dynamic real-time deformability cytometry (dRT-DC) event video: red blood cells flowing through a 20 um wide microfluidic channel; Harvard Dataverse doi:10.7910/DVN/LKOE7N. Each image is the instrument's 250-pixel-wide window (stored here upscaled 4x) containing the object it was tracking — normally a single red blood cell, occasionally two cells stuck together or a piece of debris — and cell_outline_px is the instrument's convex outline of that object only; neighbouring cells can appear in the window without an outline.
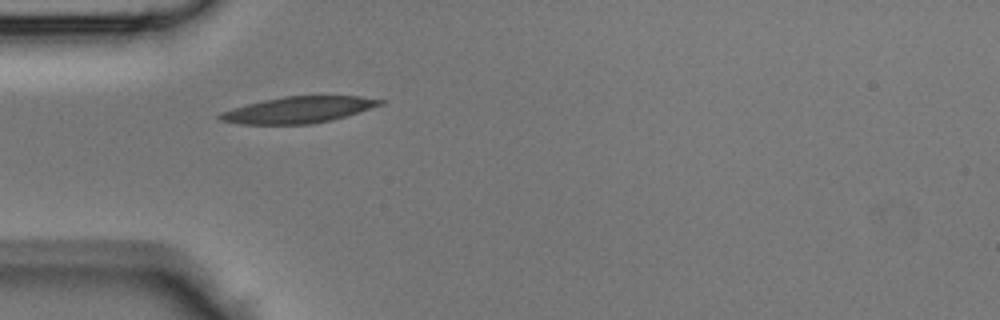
{"species": "Egyptian fruit bat (a non-hibernating species)", "species_latin": "Rousettus aegyptiacus", "temperature_condition": "room temperature", "stored_images_in_passage": 28, "camera_frame_rate_fps": 3000, "um_per_image_px": 0.085, "animal": {"sex": "male"}, "frame": {"image": 1, "passage_image": 1, "time_ms": 0.0, "image_size_px": [1000, 320], "cell_outline_px": [[384, 104], [344, 116], [312, 124], [240, 124], [220, 120], [216, 116], [220, 112], [248, 104], [264, 100], [284, 96], [360, 96], [384, 100]], "centroid_in_image_um": [25.34, 9.33], "position_along_channel_um": 59.7, "area_um2": 24.28}}
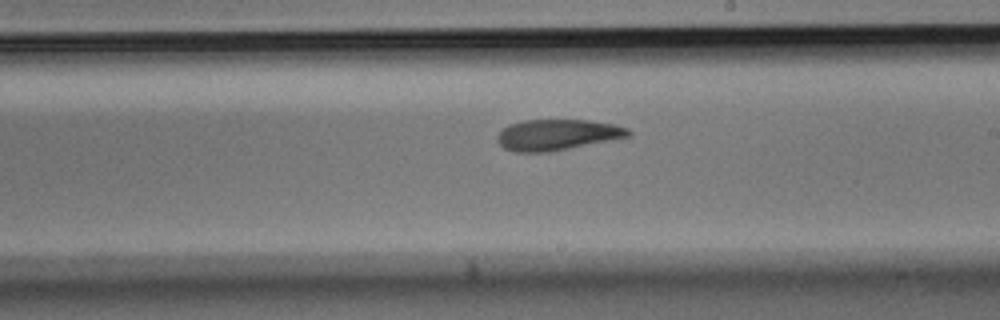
{"frame": {"image": 2, "passage_image": 13, "time_ms": 4.0, "image_size_px": [1000, 320], "cell_outline_px": [[632, 136], [548, 152], [516, 152], [504, 148], [496, 140], [496, 136], [508, 124], [524, 120], [588, 120], [616, 124], [628, 128], [632, 132]], "centroid_in_image_um": [47.38, 11.45], "position_along_channel_um": 241.6, "area_um2": 23.64}}
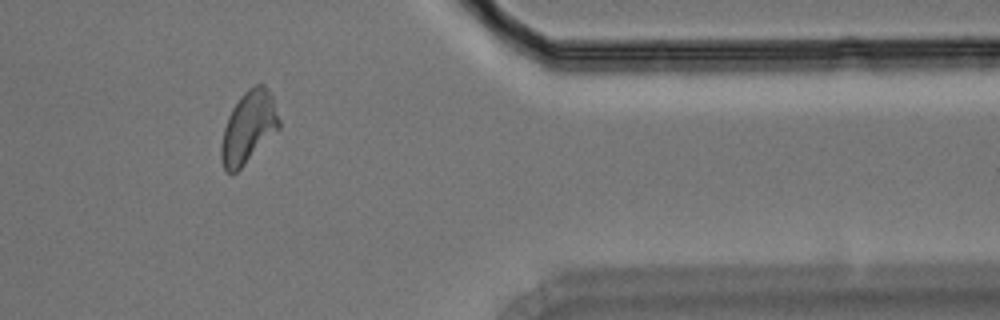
{"frame": {"image": 3, "passage_image": 24, "time_ms": 7.667, "image_size_px": [1000, 320], "cell_outline_px": [[280, 128], [236, 172], [224, 172], [220, 160], [220, 144], [224, 128], [228, 116], [232, 108], [240, 96], [248, 88], [256, 84], [264, 84], [268, 88], [272, 96], [280, 120]], "centroid_in_image_um": [21.1, 10.81], "position_along_channel_um": 390.3, "area_um2": 24.28}}